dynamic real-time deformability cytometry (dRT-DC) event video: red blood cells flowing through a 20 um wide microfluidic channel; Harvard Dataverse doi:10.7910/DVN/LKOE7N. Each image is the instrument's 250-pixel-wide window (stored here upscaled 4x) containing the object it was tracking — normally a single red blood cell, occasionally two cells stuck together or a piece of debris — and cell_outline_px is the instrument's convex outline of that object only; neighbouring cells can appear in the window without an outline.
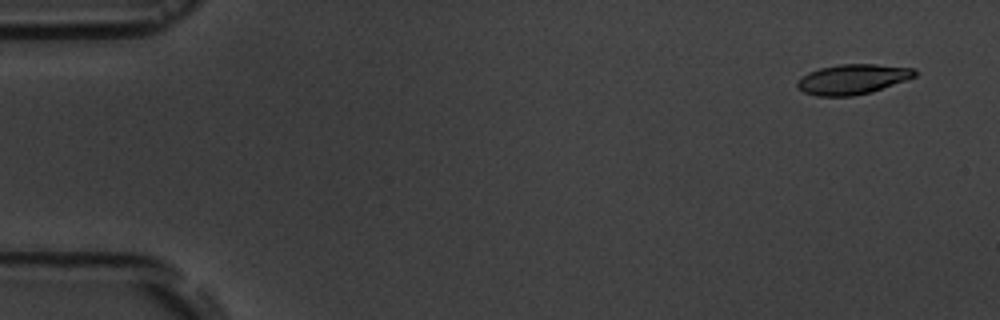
{"species": "common noctule bat (a hibernating species)", "species_latin": "Nyctalus noctula", "temperature_condition": "room temperature", "stored_images_in_passage": 4, "camera_frame_rate_fps": 3000, "um_per_image_px": 0.085, "animal": {"sex": "male", "body_mass_g": 19.5, "forearm_length_mm": 54.6}, "frame": {"image": 1, "passage_image": 1, "time_ms": 0.0, "image_size_px": [1000, 320], "cell_outline_px": [[916, 76], [872, 92], [852, 96], [816, 96], [804, 92], [796, 88], [796, 80], [808, 72], [820, 68], [840, 64], [876, 64], [916, 68]], "centroid_in_image_um": [72.44, 6.73], "position_along_channel_um": 12.6, "area_um2": 20.69}}
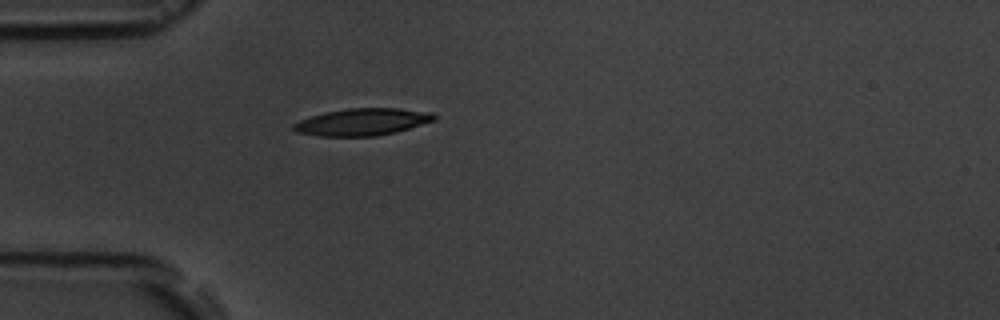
{"frame": {"image": 2, "passage_image": 4, "time_ms": 4.333, "image_size_px": [1000, 320], "cell_outline_px": [[436, 120], [396, 132], [376, 136], [316, 136], [296, 132], [292, 128], [292, 124], [300, 120], [324, 112], [348, 108], [400, 108], [432, 112], [436, 116]], "centroid_in_image_um": [30.8, 10.36], "position_along_channel_um": 54.2, "area_um2": 22.31}}